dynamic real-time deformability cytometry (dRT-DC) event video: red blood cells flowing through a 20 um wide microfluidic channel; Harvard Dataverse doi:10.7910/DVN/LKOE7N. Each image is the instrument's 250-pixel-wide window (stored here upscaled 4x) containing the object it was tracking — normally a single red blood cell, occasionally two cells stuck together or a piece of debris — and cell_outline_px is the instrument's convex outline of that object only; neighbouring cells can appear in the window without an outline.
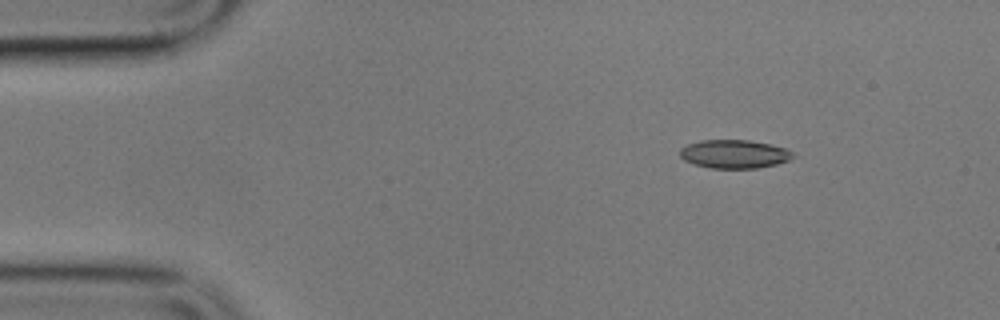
{"species": "common noctule bat (a hibernating species)", "species_latin": "Nyctalus noctula", "temperature_condition": "cold", "stored_images_in_passage": 4, "camera_frame_rate_fps": 3000, "um_per_image_px": 0.085, "animal": {"sex": "male", "body_mass_g": 17.9}, "frame": {"image": 1, "passage_image": 2, "time_ms": 1.333, "image_size_px": [1000, 320], "cell_outline_px": [[796, 156], [788, 160], [776, 164], [756, 168], [708, 168], [684, 160], [680, 156], [680, 148], [688, 144], [700, 140], [748, 140], [768, 144], [784, 148], [792, 152]], "centroid_in_image_um": [62.39, 13.09], "position_along_channel_um": 22.6, "area_um2": 18.61}}
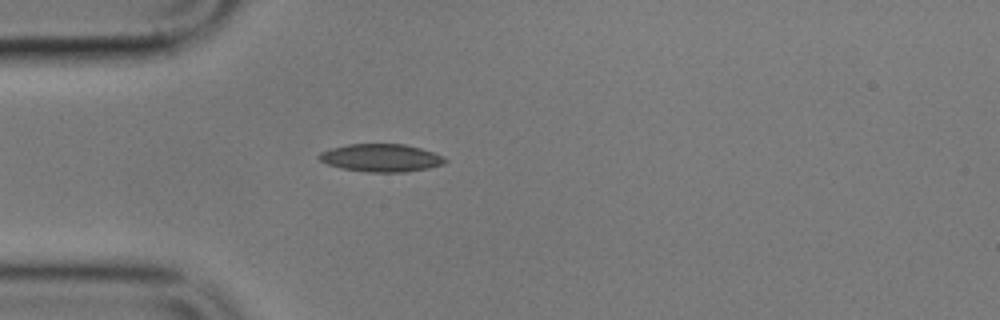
{"frame": {"image": 2, "passage_image": 4, "time_ms": 4.0, "image_size_px": [1000, 320], "cell_outline_px": [[448, 160], [444, 164], [428, 168], [408, 172], [368, 172], [340, 168], [328, 164], [320, 160], [316, 156], [320, 152], [332, 148], [348, 144], [404, 144], [420, 148], [444, 156]], "centroid_in_image_um": [32.4, 13.42], "position_along_channel_um": 52.6, "area_um2": 20.46}}